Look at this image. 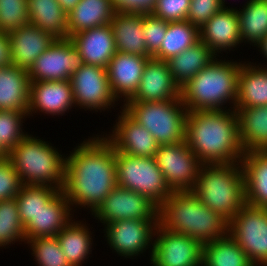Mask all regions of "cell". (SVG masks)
<instances>
[{
    "label": "cell",
    "instance_id": "cell-47",
    "mask_svg": "<svg viewBox=\"0 0 267 266\" xmlns=\"http://www.w3.org/2000/svg\"><path fill=\"white\" fill-rule=\"evenodd\" d=\"M256 48L255 49H258V51L260 52V54L262 55L263 59L266 60L267 62V36L265 38H262L255 46ZM265 63H263V65L261 64V62L256 65H260V66H263V67H267V63L264 65Z\"/></svg>",
    "mask_w": 267,
    "mask_h": 266
},
{
    "label": "cell",
    "instance_id": "cell-50",
    "mask_svg": "<svg viewBox=\"0 0 267 266\" xmlns=\"http://www.w3.org/2000/svg\"><path fill=\"white\" fill-rule=\"evenodd\" d=\"M220 2H221V4H222L223 7H225V8H231V6H229V5L226 6V4L228 3L227 0H220Z\"/></svg>",
    "mask_w": 267,
    "mask_h": 266
},
{
    "label": "cell",
    "instance_id": "cell-36",
    "mask_svg": "<svg viewBox=\"0 0 267 266\" xmlns=\"http://www.w3.org/2000/svg\"><path fill=\"white\" fill-rule=\"evenodd\" d=\"M58 191L59 189L47 185H22L15 199L23 226L30 222Z\"/></svg>",
    "mask_w": 267,
    "mask_h": 266
},
{
    "label": "cell",
    "instance_id": "cell-6",
    "mask_svg": "<svg viewBox=\"0 0 267 266\" xmlns=\"http://www.w3.org/2000/svg\"><path fill=\"white\" fill-rule=\"evenodd\" d=\"M191 192L212 211L230 221L246 204L241 163L202 164Z\"/></svg>",
    "mask_w": 267,
    "mask_h": 266
},
{
    "label": "cell",
    "instance_id": "cell-35",
    "mask_svg": "<svg viewBox=\"0 0 267 266\" xmlns=\"http://www.w3.org/2000/svg\"><path fill=\"white\" fill-rule=\"evenodd\" d=\"M199 41V29L188 20L168 22L165 37L153 58L167 61Z\"/></svg>",
    "mask_w": 267,
    "mask_h": 266
},
{
    "label": "cell",
    "instance_id": "cell-16",
    "mask_svg": "<svg viewBox=\"0 0 267 266\" xmlns=\"http://www.w3.org/2000/svg\"><path fill=\"white\" fill-rule=\"evenodd\" d=\"M111 131L102 134L113 146L115 151L136 157H155L159 148L156 139L141 124L136 122L120 106Z\"/></svg>",
    "mask_w": 267,
    "mask_h": 266
},
{
    "label": "cell",
    "instance_id": "cell-38",
    "mask_svg": "<svg viewBox=\"0 0 267 266\" xmlns=\"http://www.w3.org/2000/svg\"><path fill=\"white\" fill-rule=\"evenodd\" d=\"M25 244L37 266H71L56 236L31 238Z\"/></svg>",
    "mask_w": 267,
    "mask_h": 266
},
{
    "label": "cell",
    "instance_id": "cell-9",
    "mask_svg": "<svg viewBox=\"0 0 267 266\" xmlns=\"http://www.w3.org/2000/svg\"><path fill=\"white\" fill-rule=\"evenodd\" d=\"M229 234L255 266H267V208L245 204L229 221Z\"/></svg>",
    "mask_w": 267,
    "mask_h": 266
},
{
    "label": "cell",
    "instance_id": "cell-39",
    "mask_svg": "<svg viewBox=\"0 0 267 266\" xmlns=\"http://www.w3.org/2000/svg\"><path fill=\"white\" fill-rule=\"evenodd\" d=\"M27 117L26 112L0 110V147L7 154L29 133L23 127Z\"/></svg>",
    "mask_w": 267,
    "mask_h": 266
},
{
    "label": "cell",
    "instance_id": "cell-4",
    "mask_svg": "<svg viewBox=\"0 0 267 266\" xmlns=\"http://www.w3.org/2000/svg\"><path fill=\"white\" fill-rule=\"evenodd\" d=\"M158 223L202 244L226 237L229 221L204 205L191 191L173 192L159 206Z\"/></svg>",
    "mask_w": 267,
    "mask_h": 266
},
{
    "label": "cell",
    "instance_id": "cell-28",
    "mask_svg": "<svg viewBox=\"0 0 267 266\" xmlns=\"http://www.w3.org/2000/svg\"><path fill=\"white\" fill-rule=\"evenodd\" d=\"M29 77L27 70L10 64L0 68V110L28 111Z\"/></svg>",
    "mask_w": 267,
    "mask_h": 266
},
{
    "label": "cell",
    "instance_id": "cell-34",
    "mask_svg": "<svg viewBox=\"0 0 267 266\" xmlns=\"http://www.w3.org/2000/svg\"><path fill=\"white\" fill-rule=\"evenodd\" d=\"M202 266H255L244 250L228 234L203 244Z\"/></svg>",
    "mask_w": 267,
    "mask_h": 266
},
{
    "label": "cell",
    "instance_id": "cell-12",
    "mask_svg": "<svg viewBox=\"0 0 267 266\" xmlns=\"http://www.w3.org/2000/svg\"><path fill=\"white\" fill-rule=\"evenodd\" d=\"M155 159L173 192L192 191L202 163L186 141L160 145Z\"/></svg>",
    "mask_w": 267,
    "mask_h": 266
},
{
    "label": "cell",
    "instance_id": "cell-13",
    "mask_svg": "<svg viewBox=\"0 0 267 266\" xmlns=\"http://www.w3.org/2000/svg\"><path fill=\"white\" fill-rule=\"evenodd\" d=\"M203 244L185 234L164 229L159 223L155 228L152 266H202Z\"/></svg>",
    "mask_w": 267,
    "mask_h": 266
},
{
    "label": "cell",
    "instance_id": "cell-33",
    "mask_svg": "<svg viewBox=\"0 0 267 266\" xmlns=\"http://www.w3.org/2000/svg\"><path fill=\"white\" fill-rule=\"evenodd\" d=\"M237 10L242 43L256 46L267 36V1L246 0Z\"/></svg>",
    "mask_w": 267,
    "mask_h": 266
},
{
    "label": "cell",
    "instance_id": "cell-19",
    "mask_svg": "<svg viewBox=\"0 0 267 266\" xmlns=\"http://www.w3.org/2000/svg\"><path fill=\"white\" fill-rule=\"evenodd\" d=\"M149 58L151 57L116 52L108 63L106 70L111 91L121 106L136 93Z\"/></svg>",
    "mask_w": 267,
    "mask_h": 266
},
{
    "label": "cell",
    "instance_id": "cell-20",
    "mask_svg": "<svg viewBox=\"0 0 267 266\" xmlns=\"http://www.w3.org/2000/svg\"><path fill=\"white\" fill-rule=\"evenodd\" d=\"M181 98V88L175 82L166 61L149 58L139 87L127 102L169 101Z\"/></svg>",
    "mask_w": 267,
    "mask_h": 266
},
{
    "label": "cell",
    "instance_id": "cell-10",
    "mask_svg": "<svg viewBox=\"0 0 267 266\" xmlns=\"http://www.w3.org/2000/svg\"><path fill=\"white\" fill-rule=\"evenodd\" d=\"M70 82L77 108L92 111V114L111 113V108L119 105L111 91L106 68L84 64L71 75Z\"/></svg>",
    "mask_w": 267,
    "mask_h": 266
},
{
    "label": "cell",
    "instance_id": "cell-23",
    "mask_svg": "<svg viewBox=\"0 0 267 266\" xmlns=\"http://www.w3.org/2000/svg\"><path fill=\"white\" fill-rule=\"evenodd\" d=\"M11 62L17 67L29 70L36 59L56 41L51 33L27 24L8 33Z\"/></svg>",
    "mask_w": 267,
    "mask_h": 266
},
{
    "label": "cell",
    "instance_id": "cell-11",
    "mask_svg": "<svg viewBox=\"0 0 267 266\" xmlns=\"http://www.w3.org/2000/svg\"><path fill=\"white\" fill-rule=\"evenodd\" d=\"M158 220H117L104 226L105 241L112 252L124 259H135L149 250L151 260Z\"/></svg>",
    "mask_w": 267,
    "mask_h": 266
},
{
    "label": "cell",
    "instance_id": "cell-49",
    "mask_svg": "<svg viewBox=\"0 0 267 266\" xmlns=\"http://www.w3.org/2000/svg\"><path fill=\"white\" fill-rule=\"evenodd\" d=\"M7 153L0 147V158L7 157Z\"/></svg>",
    "mask_w": 267,
    "mask_h": 266
},
{
    "label": "cell",
    "instance_id": "cell-7",
    "mask_svg": "<svg viewBox=\"0 0 267 266\" xmlns=\"http://www.w3.org/2000/svg\"><path fill=\"white\" fill-rule=\"evenodd\" d=\"M122 108L156 139L159 145L185 140L187 108L181 98L169 101L126 102Z\"/></svg>",
    "mask_w": 267,
    "mask_h": 266
},
{
    "label": "cell",
    "instance_id": "cell-46",
    "mask_svg": "<svg viewBox=\"0 0 267 266\" xmlns=\"http://www.w3.org/2000/svg\"><path fill=\"white\" fill-rule=\"evenodd\" d=\"M12 64L8 33L0 32V68Z\"/></svg>",
    "mask_w": 267,
    "mask_h": 266
},
{
    "label": "cell",
    "instance_id": "cell-27",
    "mask_svg": "<svg viewBox=\"0 0 267 266\" xmlns=\"http://www.w3.org/2000/svg\"><path fill=\"white\" fill-rule=\"evenodd\" d=\"M89 225L83 220L72 219L56 236L71 266H82L89 260L93 246H96L94 232L91 231L93 227L89 228Z\"/></svg>",
    "mask_w": 267,
    "mask_h": 266
},
{
    "label": "cell",
    "instance_id": "cell-24",
    "mask_svg": "<svg viewBox=\"0 0 267 266\" xmlns=\"http://www.w3.org/2000/svg\"><path fill=\"white\" fill-rule=\"evenodd\" d=\"M241 166L246 204L267 208V150L245 151Z\"/></svg>",
    "mask_w": 267,
    "mask_h": 266
},
{
    "label": "cell",
    "instance_id": "cell-14",
    "mask_svg": "<svg viewBox=\"0 0 267 266\" xmlns=\"http://www.w3.org/2000/svg\"><path fill=\"white\" fill-rule=\"evenodd\" d=\"M158 211L145 195L116 186L91 216L104 227L117 220H158Z\"/></svg>",
    "mask_w": 267,
    "mask_h": 266
},
{
    "label": "cell",
    "instance_id": "cell-25",
    "mask_svg": "<svg viewBox=\"0 0 267 266\" xmlns=\"http://www.w3.org/2000/svg\"><path fill=\"white\" fill-rule=\"evenodd\" d=\"M144 13L116 12L110 22L113 30L116 52L152 57L146 48L143 36Z\"/></svg>",
    "mask_w": 267,
    "mask_h": 266
},
{
    "label": "cell",
    "instance_id": "cell-44",
    "mask_svg": "<svg viewBox=\"0 0 267 266\" xmlns=\"http://www.w3.org/2000/svg\"><path fill=\"white\" fill-rule=\"evenodd\" d=\"M222 8L220 0H191L187 20L199 29Z\"/></svg>",
    "mask_w": 267,
    "mask_h": 266
},
{
    "label": "cell",
    "instance_id": "cell-3",
    "mask_svg": "<svg viewBox=\"0 0 267 266\" xmlns=\"http://www.w3.org/2000/svg\"><path fill=\"white\" fill-rule=\"evenodd\" d=\"M238 60H229L228 57L222 59V55L215 57L181 87V100L188 112L235 110L239 69L243 62L241 59Z\"/></svg>",
    "mask_w": 267,
    "mask_h": 266
},
{
    "label": "cell",
    "instance_id": "cell-40",
    "mask_svg": "<svg viewBox=\"0 0 267 266\" xmlns=\"http://www.w3.org/2000/svg\"><path fill=\"white\" fill-rule=\"evenodd\" d=\"M27 24V0H0V32L9 33Z\"/></svg>",
    "mask_w": 267,
    "mask_h": 266
},
{
    "label": "cell",
    "instance_id": "cell-22",
    "mask_svg": "<svg viewBox=\"0 0 267 266\" xmlns=\"http://www.w3.org/2000/svg\"><path fill=\"white\" fill-rule=\"evenodd\" d=\"M63 190H59L24 226L25 240L57 236L75 215Z\"/></svg>",
    "mask_w": 267,
    "mask_h": 266
},
{
    "label": "cell",
    "instance_id": "cell-26",
    "mask_svg": "<svg viewBox=\"0 0 267 266\" xmlns=\"http://www.w3.org/2000/svg\"><path fill=\"white\" fill-rule=\"evenodd\" d=\"M243 61L239 69L235 110L267 105V67Z\"/></svg>",
    "mask_w": 267,
    "mask_h": 266
},
{
    "label": "cell",
    "instance_id": "cell-17",
    "mask_svg": "<svg viewBox=\"0 0 267 266\" xmlns=\"http://www.w3.org/2000/svg\"><path fill=\"white\" fill-rule=\"evenodd\" d=\"M75 107L70 80L30 82L28 118L37 114L59 117Z\"/></svg>",
    "mask_w": 267,
    "mask_h": 266
},
{
    "label": "cell",
    "instance_id": "cell-45",
    "mask_svg": "<svg viewBox=\"0 0 267 266\" xmlns=\"http://www.w3.org/2000/svg\"><path fill=\"white\" fill-rule=\"evenodd\" d=\"M115 12L118 13H144L154 11L157 0H111Z\"/></svg>",
    "mask_w": 267,
    "mask_h": 266
},
{
    "label": "cell",
    "instance_id": "cell-29",
    "mask_svg": "<svg viewBox=\"0 0 267 266\" xmlns=\"http://www.w3.org/2000/svg\"><path fill=\"white\" fill-rule=\"evenodd\" d=\"M115 13L111 0H81L67 15L68 38L78 32L110 24Z\"/></svg>",
    "mask_w": 267,
    "mask_h": 266
},
{
    "label": "cell",
    "instance_id": "cell-8",
    "mask_svg": "<svg viewBox=\"0 0 267 266\" xmlns=\"http://www.w3.org/2000/svg\"><path fill=\"white\" fill-rule=\"evenodd\" d=\"M117 186L145 195L158 207L173 193L155 157H136L115 151Z\"/></svg>",
    "mask_w": 267,
    "mask_h": 266
},
{
    "label": "cell",
    "instance_id": "cell-15",
    "mask_svg": "<svg viewBox=\"0 0 267 266\" xmlns=\"http://www.w3.org/2000/svg\"><path fill=\"white\" fill-rule=\"evenodd\" d=\"M84 60L68 39H56L27 71L30 82L70 80Z\"/></svg>",
    "mask_w": 267,
    "mask_h": 266
},
{
    "label": "cell",
    "instance_id": "cell-2",
    "mask_svg": "<svg viewBox=\"0 0 267 266\" xmlns=\"http://www.w3.org/2000/svg\"><path fill=\"white\" fill-rule=\"evenodd\" d=\"M185 141L202 164L241 163L245 153L236 110L187 112Z\"/></svg>",
    "mask_w": 267,
    "mask_h": 266
},
{
    "label": "cell",
    "instance_id": "cell-1",
    "mask_svg": "<svg viewBox=\"0 0 267 266\" xmlns=\"http://www.w3.org/2000/svg\"><path fill=\"white\" fill-rule=\"evenodd\" d=\"M69 152L63 192L73 214L86 208L91 215L117 186L115 150L102 133H97Z\"/></svg>",
    "mask_w": 267,
    "mask_h": 266
},
{
    "label": "cell",
    "instance_id": "cell-30",
    "mask_svg": "<svg viewBox=\"0 0 267 266\" xmlns=\"http://www.w3.org/2000/svg\"><path fill=\"white\" fill-rule=\"evenodd\" d=\"M236 112L243 150H267V105L239 108Z\"/></svg>",
    "mask_w": 267,
    "mask_h": 266
},
{
    "label": "cell",
    "instance_id": "cell-43",
    "mask_svg": "<svg viewBox=\"0 0 267 266\" xmlns=\"http://www.w3.org/2000/svg\"><path fill=\"white\" fill-rule=\"evenodd\" d=\"M191 0H157L152 14L167 22L187 20Z\"/></svg>",
    "mask_w": 267,
    "mask_h": 266
},
{
    "label": "cell",
    "instance_id": "cell-5",
    "mask_svg": "<svg viewBox=\"0 0 267 266\" xmlns=\"http://www.w3.org/2000/svg\"><path fill=\"white\" fill-rule=\"evenodd\" d=\"M66 154L44 138L27 134L7 158L18 173L22 185H47L63 190Z\"/></svg>",
    "mask_w": 267,
    "mask_h": 266
},
{
    "label": "cell",
    "instance_id": "cell-48",
    "mask_svg": "<svg viewBox=\"0 0 267 266\" xmlns=\"http://www.w3.org/2000/svg\"><path fill=\"white\" fill-rule=\"evenodd\" d=\"M62 10L68 15L81 0H57Z\"/></svg>",
    "mask_w": 267,
    "mask_h": 266
},
{
    "label": "cell",
    "instance_id": "cell-21",
    "mask_svg": "<svg viewBox=\"0 0 267 266\" xmlns=\"http://www.w3.org/2000/svg\"><path fill=\"white\" fill-rule=\"evenodd\" d=\"M69 40L86 65L107 68L116 53L114 34L110 24L78 32L69 36Z\"/></svg>",
    "mask_w": 267,
    "mask_h": 266
},
{
    "label": "cell",
    "instance_id": "cell-41",
    "mask_svg": "<svg viewBox=\"0 0 267 266\" xmlns=\"http://www.w3.org/2000/svg\"><path fill=\"white\" fill-rule=\"evenodd\" d=\"M168 22L154 16L152 13L143 16V36L148 53L153 57L165 37Z\"/></svg>",
    "mask_w": 267,
    "mask_h": 266
},
{
    "label": "cell",
    "instance_id": "cell-32",
    "mask_svg": "<svg viewBox=\"0 0 267 266\" xmlns=\"http://www.w3.org/2000/svg\"><path fill=\"white\" fill-rule=\"evenodd\" d=\"M27 3L30 24L57 39H68L67 14L57 0H27Z\"/></svg>",
    "mask_w": 267,
    "mask_h": 266
},
{
    "label": "cell",
    "instance_id": "cell-37",
    "mask_svg": "<svg viewBox=\"0 0 267 266\" xmlns=\"http://www.w3.org/2000/svg\"><path fill=\"white\" fill-rule=\"evenodd\" d=\"M16 242L17 245L26 243L17 201L15 198L2 200L0 201V249L9 248Z\"/></svg>",
    "mask_w": 267,
    "mask_h": 266
},
{
    "label": "cell",
    "instance_id": "cell-18",
    "mask_svg": "<svg viewBox=\"0 0 267 266\" xmlns=\"http://www.w3.org/2000/svg\"><path fill=\"white\" fill-rule=\"evenodd\" d=\"M199 40L205 43L216 57H220L223 51L228 54V51L239 50L242 39L236 7H223L215 13L199 28Z\"/></svg>",
    "mask_w": 267,
    "mask_h": 266
},
{
    "label": "cell",
    "instance_id": "cell-31",
    "mask_svg": "<svg viewBox=\"0 0 267 266\" xmlns=\"http://www.w3.org/2000/svg\"><path fill=\"white\" fill-rule=\"evenodd\" d=\"M215 55L211 49L201 41L183 50L180 54L166 61L175 82L183 87L192 77L210 64Z\"/></svg>",
    "mask_w": 267,
    "mask_h": 266
},
{
    "label": "cell",
    "instance_id": "cell-42",
    "mask_svg": "<svg viewBox=\"0 0 267 266\" xmlns=\"http://www.w3.org/2000/svg\"><path fill=\"white\" fill-rule=\"evenodd\" d=\"M21 187L19 175L11 161L7 157L0 158V201L15 198Z\"/></svg>",
    "mask_w": 267,
    "mask_h": 266
}]
</instances>
